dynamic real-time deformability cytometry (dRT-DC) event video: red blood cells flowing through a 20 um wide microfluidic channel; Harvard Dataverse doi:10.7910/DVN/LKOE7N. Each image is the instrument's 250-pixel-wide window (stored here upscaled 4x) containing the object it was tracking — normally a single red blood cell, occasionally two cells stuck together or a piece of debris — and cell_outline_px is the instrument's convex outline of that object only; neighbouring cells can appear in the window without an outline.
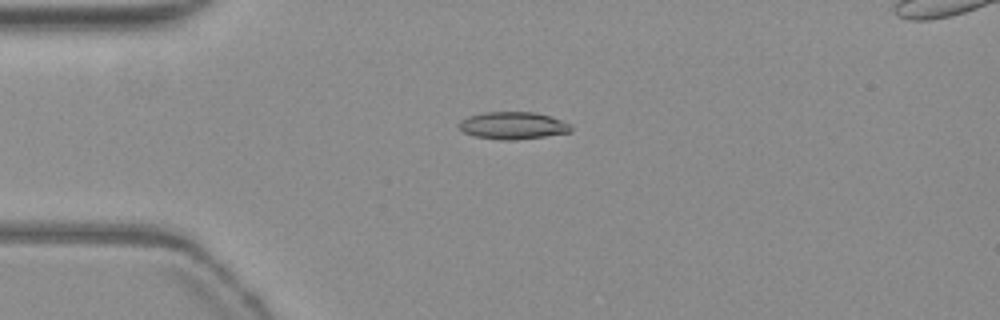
{"species": "common noctule bat (a hibernating species)", "species_latin": "Nyctalus noctula", "temperature_condition": "warm", "stored_images_in_passage": 43, "segment_of_instrument_passage": [1, 2], "camera_frame_rate_fps": 3000, "um_per_image_px": 0.085, "animal": {"sex": "female", "body_mass_g": 19.3, "forearm_length_mm": 54.1}, "frame": {"image": 1, "passage_image": 1, "time_ms": 0.0, "image_size_px": [1000, 320], "cell_outline_px": [[572, 132], [544, 136], [512, 140], [500, 140], [472, 136], [464, 132], [460, 128], [460, 120], [468, 116], [484, 112], [536, 112], [572, 124]], "centroid_in_image_um": [43.6, 10.67], "position_along_channel_um": 41.4, "area_um2": 17.8}}
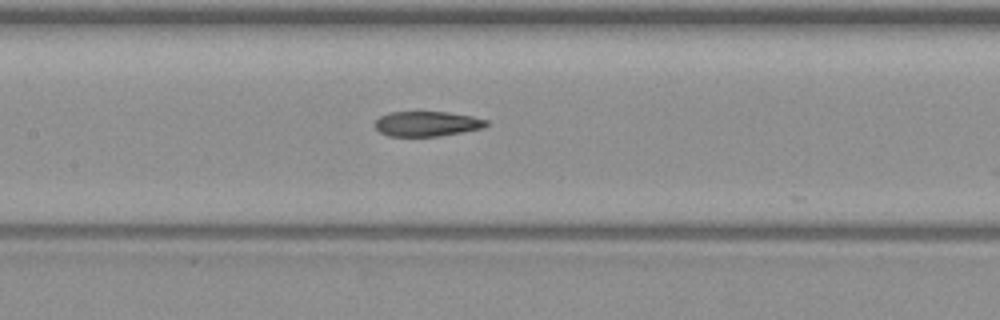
{"frame": {"image": 2, "passage_image": 13, "time_ms": 4.0, "image_size_px": [1000, 320], "cell_outline_px": [[488, 124], [484, 128], [436, 136], [388, 136], [380, 132], [376, 128], [376, 120], [380, 116], [388, 112], [448, 112], [472, 116], [488, 120]], "centroid_in_image_um": [36.3, 10.51], "position_along_channel_um": 171.1, "area_um2": 16.13}}
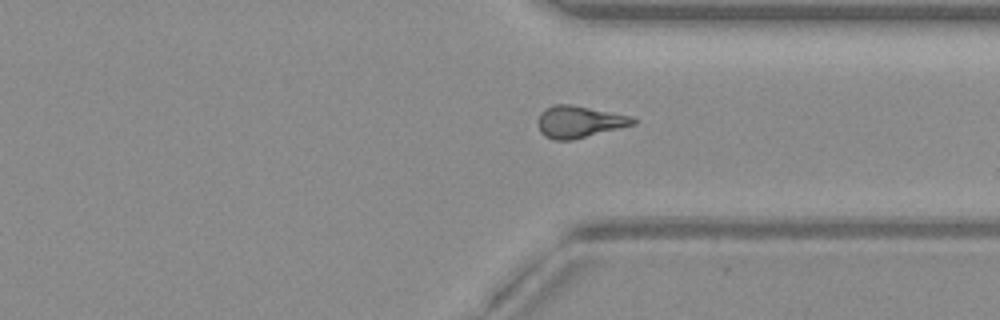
{"frame": {"image": 3, "passage_image": 28, "time_ms": 9.0, "image_size_px": [1000, 320], "cell_outline_px": [[636, 124], [572, 140], [552, 140], [544, 136], [540, 132], [540, 112], [544, 108], [556, 104], [572, 104], [628, 116], [636, 120]], "centroid_in_image_um": [49.21, 10.36], "position_along_channel_um": 362.2, "area_um2": 17.4}}